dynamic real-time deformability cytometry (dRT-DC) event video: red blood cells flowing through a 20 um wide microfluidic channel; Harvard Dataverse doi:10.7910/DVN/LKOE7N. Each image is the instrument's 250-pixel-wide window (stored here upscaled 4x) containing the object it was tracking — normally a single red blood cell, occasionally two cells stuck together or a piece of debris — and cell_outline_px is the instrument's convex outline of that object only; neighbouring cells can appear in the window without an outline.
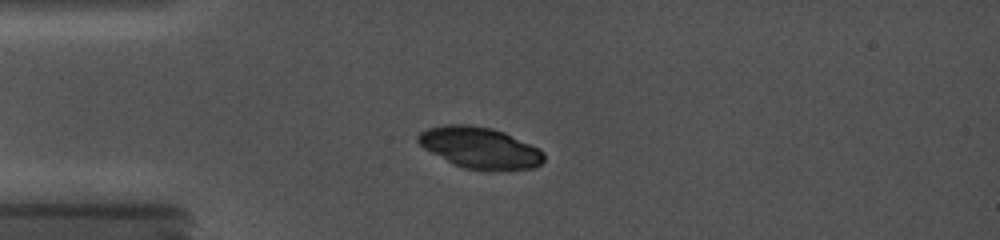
{"species": "common noctule bat (a hibernating species)", "species_latin": "Nyctalus noctula", "temperature_condition": "cold", "stored_images_in_passage": 11, "camera_frame_rate_fps": 5000, "um_per_image_px": 0.085, "animal": {"sex": "female", "body_mass_g": 19.0, "forearm_length_mm": 56.7}, "frame": {"image": 1, "passage_image": 2, "time_ms": 0.8, "image_size_px": [1000, 240], "cell_outline_px": [[544, 160], [540, 164], [532, 168], [488, 172], [464, 168], [452, 164], [424, 148], [416, 140], [416, 136], [420, 132], [428, 128], [444, 124], [468, 124], [492, 128], [504, 132], [540, 148], [544, 152]], "centroid_in_image_um": [40.79, 12.57], "position_along_channel_um": 44.2, "area_um2": 30.75}}